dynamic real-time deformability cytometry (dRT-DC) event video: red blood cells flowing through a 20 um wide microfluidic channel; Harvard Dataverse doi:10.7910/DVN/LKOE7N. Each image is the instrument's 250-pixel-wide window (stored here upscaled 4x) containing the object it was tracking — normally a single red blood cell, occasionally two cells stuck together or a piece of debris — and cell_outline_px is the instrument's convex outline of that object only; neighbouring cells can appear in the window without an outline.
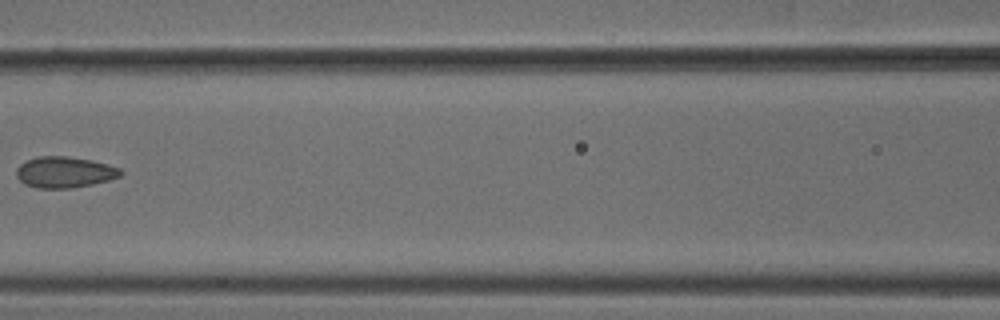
{"species": "common noctule bat (a hibernating species)", "species_latin": "Nyctalus noctula", "temperature_condition": "cold", "stored_images_in_passage": 6, "camera_frame_rate_fps": 3000, "um_per_image_px": 0.085, "animal": {"sex": "male", "body_mass_g": 18.8}, "frame": {"image": 1, "passage_image": 5, "time_ms": 1.333, "image_size_px": [1000, 320], "cell_outline_px": [[124, 172], [120, 176], [108, 180], [92, 184], [72, 188], [40, 188], [24, 184], [16, 176], [16, 168], [20, 164], [28, 160], [40, 156], [68, 156], [92, 160], [120, 168]], "centroid_in_image_um": [5.49, 14.63], "position_along_channel_um": 161.1, "area_um2": 18.84}}
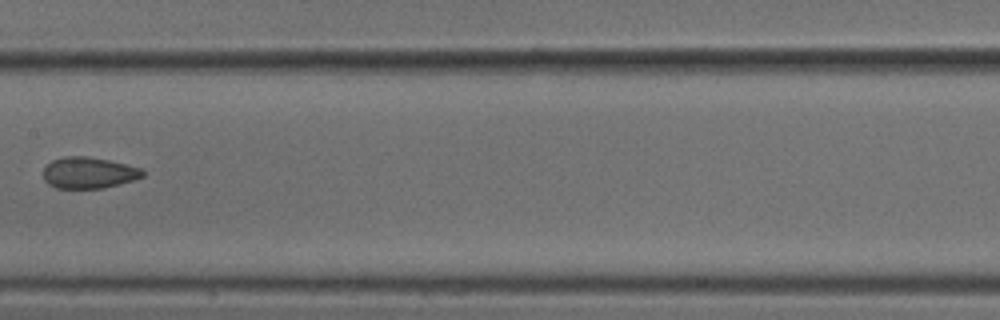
{"frame": {"image": 2, "passage_image": 6, "time_ms": 1.667, "image_size_px": [1000, 320], "cell_outline_px": [[144, 176], [120, 184], [104, 188], [56, 188], [48, 184], [44, 180], [44, 168], [52, 160], [64, 156], [84, 156], [108, 160], [140, 168], [144, 172]], "centroid_in_image_um": [7.51, 14.69], "position_along_channel_um": 199.9, "area_um2": 17.98}}